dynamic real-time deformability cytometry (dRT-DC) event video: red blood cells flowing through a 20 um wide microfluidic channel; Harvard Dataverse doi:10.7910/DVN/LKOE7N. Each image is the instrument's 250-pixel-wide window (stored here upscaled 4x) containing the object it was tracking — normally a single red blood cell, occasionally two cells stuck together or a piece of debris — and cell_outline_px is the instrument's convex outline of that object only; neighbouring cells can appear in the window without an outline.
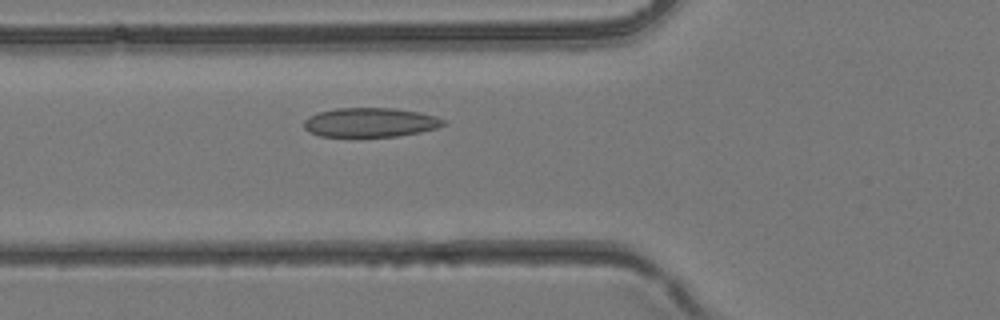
{"species": "common noctule bat (a hibernating species)", "species_latin": "Nyctalus noctula", "temperature_condition": "room temperature", "stored_images_in_passage": 35, "camera_frame_rate_fps": 3000, "um_per_image_px": 0.085, "animal": {"sex": "female", "body_mass_g": 24.6, "forearm_length_mm": 56.2}, "frame": {"image": 1, "passage_image": 10, "time_ms": 3.0, "image_size_px": [1000, 320], "cell_outline_px": [[448, 124], [436, 128], [420, 132], [396, 136], [320, 136], [308, 132], [304, 128], [304, 120], [308, 116], [320, 112], [336, 108], [392, 108], [420, 112], [436, 116], [448, 120]], "centroid_in_image_um": [31.51, 10.4], "position_along_channel_um": 94.3, "area_um2": 23.87}}
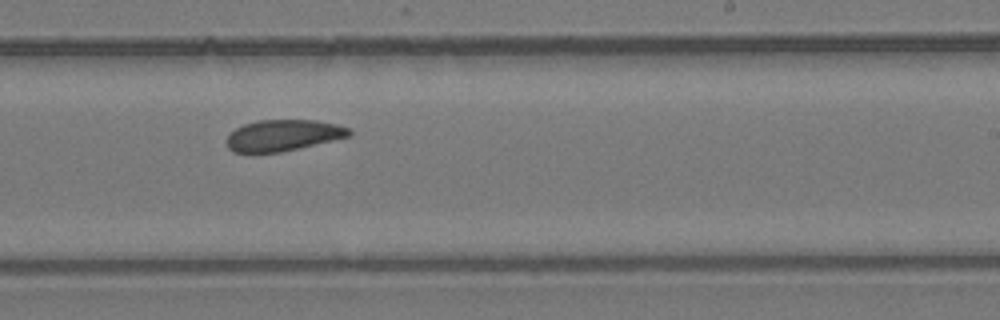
{"frame": {"image": 2, "passage_image": 20, "time_ms": 6.333, "image_size_px": [1000, 320], "cell_outline_px": [[352, 136], [280, 152], [252, 156], [232, 152], [228, 148], [228, 132], [244, 124], [260, 120], [316, 120], [336, 124], [348, 128], [352, 132]], "centroid_in_image_um": [24.0, 11.54], "position_along_channel_um": 265.0, "area_um2": 22.89}}
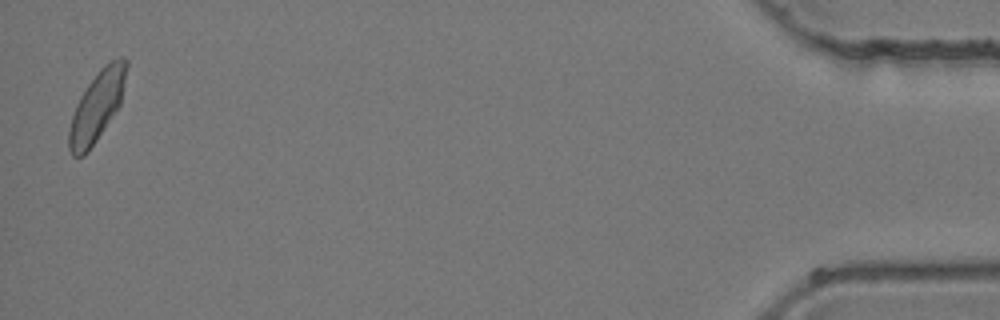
{"frame": {"image": 3, "passage_image": 35, "time_ms": 11.333, "image_size_px": [1000, 320], "cell_outline_px": [[128, 64], [120, 104], [88, 152], [84, 156], [72, 156], [68, 148], [68, 128], [76, 104], [80, 96], [88, 84], [100, 68], [104, 64], [120, 56], [124, 56], [128, 60]], "centroid_in_image_um": [8.22, 9.01], "position_along_channel_um": 427.0, "area_um2": 23.29}}